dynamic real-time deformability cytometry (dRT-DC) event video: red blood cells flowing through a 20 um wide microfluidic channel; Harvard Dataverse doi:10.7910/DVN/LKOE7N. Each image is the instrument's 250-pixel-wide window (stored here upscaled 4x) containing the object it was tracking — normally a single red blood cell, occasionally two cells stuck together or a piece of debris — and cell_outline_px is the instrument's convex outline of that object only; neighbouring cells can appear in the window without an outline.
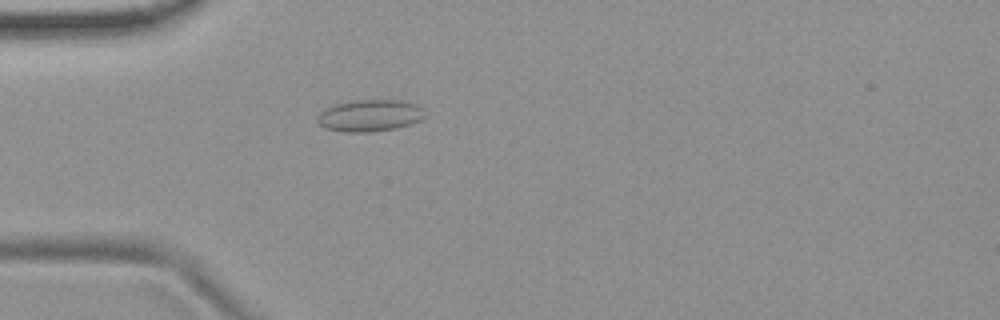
{"species": "common noctule bat (a hibernating species)", "species_latin": "Nyctalus noctula", "temperature_condition": "room temperature", "stored_images_in_passage": 2, "camera_frame_rate_fps": 3000, "um_per_image_px": 0.085, "animal": {"sex": "female", "body_mass_g": 19.9}, "frame": {"image": 1, "passage_image": 2, "time_ms": 1.333, "image_size_px": [1000, 320], "cell_outline_px": [[424, 116], [420, 120], [412, 124], [396, 128], [368, 132], [344, 132], [324, 128], [316, 120], [316, 116], [324, 108], [336, 104], [352, 100], [404, 100], [416, 104], [424, 108]], "centroid_in_image_um": [31.42, 9.82], "position_along_channel_um": 53.6, "area_um2": 20.17}}